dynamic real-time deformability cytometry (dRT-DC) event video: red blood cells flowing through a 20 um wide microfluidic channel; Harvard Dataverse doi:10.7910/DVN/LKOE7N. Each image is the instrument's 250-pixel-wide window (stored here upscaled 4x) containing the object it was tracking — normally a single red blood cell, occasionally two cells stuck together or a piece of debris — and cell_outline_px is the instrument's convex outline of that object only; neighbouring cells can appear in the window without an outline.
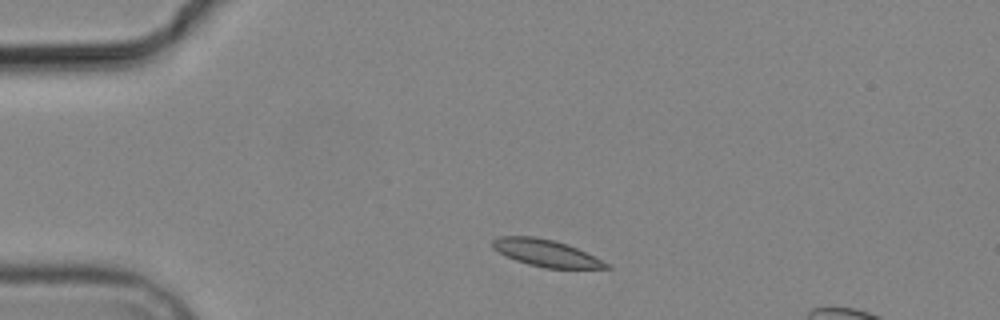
{"species": "common noctule bat (a hibernating species)", "species_latin": "Nyctalus noctula", "temperature_condition": "cold", "stored_images_in_passage": 3, "camera_frame_rate_fps": 3000, "um_per_image_px": 0.085, "animal": {"sex": "male", "body_mass_g": 19.2, "forearm_length_mm": 51.8}, "frame": {"image": 1, "passage_image": 1, "time_ms": 0.0, "image_size_px": [1000, 320], "cell_outline_px": [[612, 268], [544, 268], [528, 264], [516, 260], [492, 248], [492, 240], [500, 236], [536, 236], [568, 244], [608, 264]], "centroid_in_image_um": [46.36, 21.5], "position_along_channel_um": 38.6, "area_um2": 17.46}}